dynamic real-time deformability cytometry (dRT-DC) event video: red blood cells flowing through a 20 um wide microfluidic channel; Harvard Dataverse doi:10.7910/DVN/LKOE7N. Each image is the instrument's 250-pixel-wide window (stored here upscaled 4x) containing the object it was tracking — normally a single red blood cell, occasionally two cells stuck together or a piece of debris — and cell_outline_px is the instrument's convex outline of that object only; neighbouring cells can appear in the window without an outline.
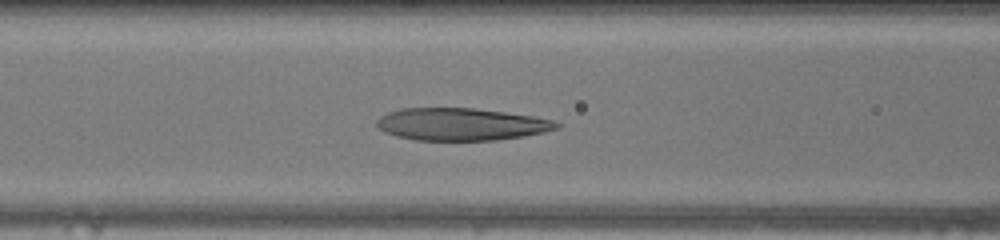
{"species": "human", "species_latin": "Homo sapiens", "temperature_condition": "warm", "stored_images_in_passage": 43, "camera_frame_rate_fps": 3000, "um_per_image_px": 0.085, "donor": {"sex": "female"}, "frame": {"image": 1, "passage_image": 14, "time_ms": 4.333, "image_size_px": [1000, 240], "cell_outline_px": [[560, 128], [544, 132], [524, 136], [496, 140], [416, 140], [396, 136], [384, 132], [376, 124], [376, 120], [380, 116], [388, 112], [400, 108], [476, 108], [532, 116], [552, 120], [560, 124]], "centroid_in_image_um": [39.18, 10.56], "position_along_channel_um": 127.4, "area_um2": 33.93}}
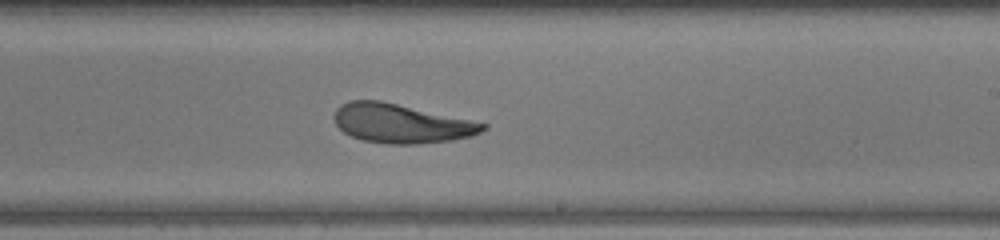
{"frame": {"image": 2, "passage_image": 23, "time_ms": 7.333, "image_size_px": [1000, 240], "cell_outline_px": [[488, 128], [472, 136], [452, 140], [416, 144], [384, 144], [364, 140], [352, 136], [344, 132], [336, 124], [336, 108], [340, 104], [348, 100], [380, 100], [488, 124]], "centroid_in_image_um": [34.1, 10.49], "position_along_channel_um": 254.9, "area_um2": 33.58}}
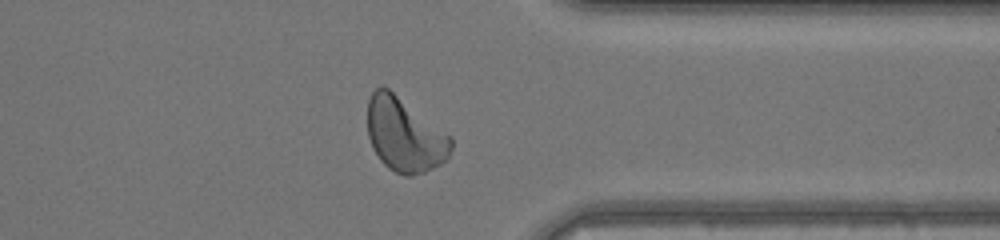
{"frame": {"image": 3, "passage_image": 32, "time_ms": 10.333, "image_size_px": [1000, 240], "cell_outline_px": [[452, 148], [448, 156], [440, 164], [424, 172], [412, 176], [404, 176], [388, 168], [380, 160], [372, 148], [368, 136], [368, 100], [372, 92], [376, 88], [388, 88], [452, 136]], "centroid_in_image_um": [34.4, 11.48], "position_along_channel_um": 377.0, "area_um2": 35.89}, "authors_computed_cell_mechanics": {"area_um2": 34.969, "velocity_mm_per_s": 4.2804, "shape_relaxation_time_tau1_ms": 4.6382, "shape_relaxation_time_tau2_ms": 2.3829, "deformation_change_tau1": 0.2033, "deformation_change_tau2": 0.1098}}